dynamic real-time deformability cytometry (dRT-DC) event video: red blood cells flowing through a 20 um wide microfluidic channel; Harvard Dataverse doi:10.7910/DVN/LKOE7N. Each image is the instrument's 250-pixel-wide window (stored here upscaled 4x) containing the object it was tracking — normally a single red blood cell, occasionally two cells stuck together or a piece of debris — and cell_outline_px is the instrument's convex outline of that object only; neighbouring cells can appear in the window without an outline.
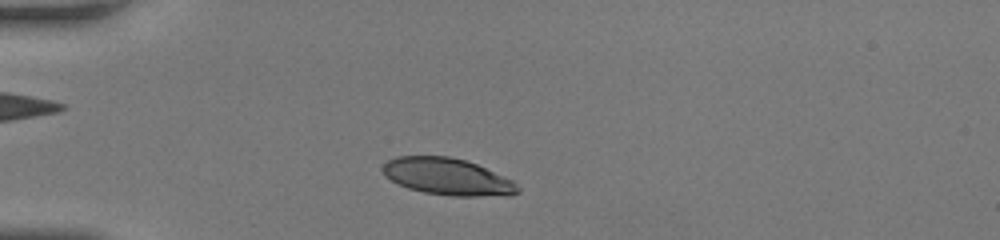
{"species": "human", "species_latin": "Homo sapiens", "temperature_condition": "room temperature", "stored_images_in_passage": 34, "camera_frame_rate_fps": 3000, "um_per_image_px": 0.085, "donor": {"sex": "female"}, "frame": {"image": 1, "passage_image": 5, "time_ms": 1.333, "image_size_px": [1000, 240], "cell_outline_px": [[520, 192], [508, 196], [452, 196], [424, 192], [408, 188], [384, 176], [380, 168], [388, 160], [396, 156], [448, 156], [464, 160], [476, 164], [512, 180], [520, 188]], "centroid_in_image_um": [38.03, 15.02], "position_along_channel_um": 47.0, "area_um2": 28.96}}
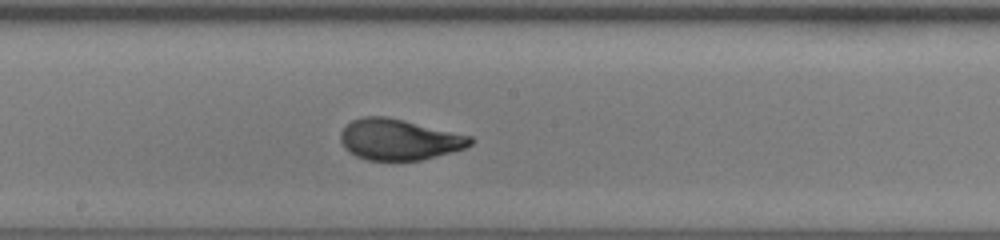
{"frame": {"image": 2, "passage_image": 19, "time_ms": 6.0, "image_size_px": [1000, 240], "cell_outline_px": [[476, 140], [472, 144], [464, 148], [436, 156], [420, 160], [368, 160], [356, 156], [348, 152], [344, 148], [340, 140], [340, 132], [352, 120], [364, 116], [384, 116], [404, 120], [472, 136]], "centroid_in_image_um": [33.91, 11.86], "position_along_channel_um": 214.3, "area_um2": 30.92}}
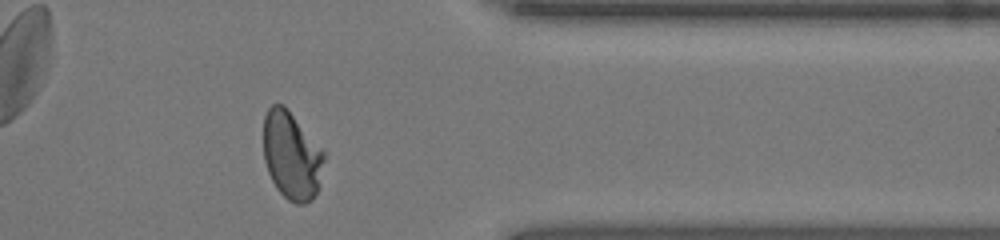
{"frame": {"image": 3, "passage_image": 32, "time_ms": 10.333, "image_size_px": [1000, 240], "cell_outline_px": [[324, 160], [320, 188], [312, 200], [304, 204], [296, 204], [288, 200], [276, 188], [268, 172], [264, 160], [264, 116], [268, 108], [272, 104], [284, 104], [324, 148]], "centroid_in_image_um": [24.82, 13.22], "position_along_channel_um": 386.6, "area_um2": 31.67}, "authors_computed_cell_mechanics": {"area_um2": 30.7785, "velocity_mm_per_s": 4.2109, "shape_relaxation_time_tau1_ms": 5.3139, "shape_relaxation_time_tau2_ms": null, "deformation_change_tau1": 0.2046, "deformation_change_tau2": null}}